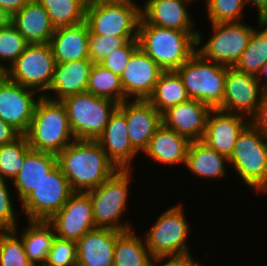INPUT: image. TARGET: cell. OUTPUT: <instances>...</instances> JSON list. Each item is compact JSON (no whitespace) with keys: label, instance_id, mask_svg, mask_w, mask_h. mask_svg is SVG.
<instances>
[{"label":"cell","instance_id":"d6a6232c","mask_svg":"<svg viewBox=\"0 0 267 266\" xmlns=\"http://www.w3.org/2000/svg\"><path fill=\"white\" fill-rule=\"evenodd\" d=\"M86 91L98 97L111 99L118 104L125 101L120 76L100 64L92 65Z\"/></svg>","mask_w":267,"mask_h":266},{"label":"cell","instance_id":"5b68a950","mask_svg":"<svg viewBox=\"0 0 267 266\" xmlns=\"http://www.w3.org/2000/svg\"><path fill=\"white\" fill-rule=\"evenodd\" d=\"M228 163L255 193L267 192V139L251 123L239 134Z\"/></svg>","mask_w":267,"mask_h":266},{"label":"cell","instance_id":"5bb4252c","mask_svg":"<svg viewBox=\"0 0 267 266\" xmlns=\"http://www.w3.org/2000/svg\"><path fill=\"white\" fill-rule=\"evenodd\" d=\"M37 94V91L13 82L4 75L0 79V119L24 135L41 97Z\"/></svg>","mask_w":267,"mask_h":266},{"label":"cell","instance_id":"8992f818","mask_svg":"<svg viewBox=\"0 0 267 266\" xmlns=\"http://www.w3.org/2000/svg\"><path fill=\"white\" fill-rule=\"evenodd\" d=\"M189 98L217 109L223 102L227 66L203 58L197 51L176 70Z\"/></svg>","mask_w":267,"mask_h":266},{"label":"cell","instance_id":"2e32d148","mask_svg":"<svg viewBox=\"0 0 267 266\" xmlns=\"http://www.w3.org/2000/svg\"><path fill=\"white\" fill-rule=\"evenodd\" d=\"M162 72L160 66L138 47L120 76L125 100H147Z\"/></svg>","mask_w":267,"mask_h":266},{"label":"cell","instance_id":"484cf974","mask_svg":"<svg viewBox=\"0 0 267 266\" xmlns=\"http://www.w3.org/2000/svg\"><path fill=\"white\" fill-rule=\"evenodd\" d=\"M190 141L163 124L150 139L143 155L148 156L157 164L165 166H185Z\"/></svg>","mask_w":267,"mask_h":266},{"label":"cell","instance_id":"c3c4849f","mask_svg":"<svg viewBox=\"0 0 267 266\" xmlns=\"http://www.w3.org/2000/svg\"><path fill=\"white\" fill-rule=\"evenodd\" d=\"M256 78L260 82L263 92L267 94V62L261 67Z\"/></svg>","mask_w":267,"mask_h":266},{"label":"cell","instance_id":"e0dca14e","mask_svg":"<svg viewBox=\"0 0 267 266\" xmlns=\"http://www.w3.org/2000/svg\"><path fill=\"white\" fill-rule=\"evenodd\" d=\"M118 109L125 115L132 146L139 154L143 153L162 125V114L148 100H125L119 104Z\"/></svg>","mask_w":267,"mask_h":266},{"label":"cell","instance_id":"ee69618b","mask_svg":"<svg viewBox=\"0 0 267 266\" xmlns=\"http://www.w3.org/2000/svg\"><path fill=\"white\" fill-rule=\"evenodd\" d=\"M196 261L197 260H195V258L192 256L154 257L150 263V266H203Z\"/></svg>","mask_w":267,"mask_h":266},{"label":"cell","instance_id":"f546056e","mask_svg":"<svg viewBox=\"0 0 267 266\" xmlns=\"http://www.w3.org/2000/svg\"><path fill=\"white\" fill-rule=\"evenodd\" d=\"M133 229L118 231L114 249V266H150L152 254L147 249L145 238Z\"/></svg>","mask_w":267,"mask_h":266},{"label":"cell","instance_id":"681fc988","mask_svg":"<svg viewBox=\"0 0 267 266\" xmlns=\"http://www.w3.org/2000/svg\"><path fill=\"white\" fill-rule=\"evenodd\" d=\"M12 23V16L0 6V29L9 26Z\"/></svg>","mask_w":267,"mask_h":266},{"label":"cell","instance_id":"f6af8a7d","mask_svg":"<svg viewBox=\"0 0 267 266\" xmlns=\"http://www.w3.org/2000/svg\"><path fill=\"white\" fill-rule=\"evenodd\" d=\"M20 136L21 134L16 129L0 119V146L10 144Z\"/></svg>","mask_w":267,"mask_h":266},{"label":"cell","instance_id":"cb8c5ba5","mask_svg":"<svg viewBox=\"0 0 267 266\" xmlns=\"http://www.w3.org/2000/svg\"><path fill=\"white\" fill-rule=\"evenodd\" d=\"M89 28L86 21L55 29L49 45L56 64L89 59Z\"/></svg>","mask_w":267,"mask_h":266},{"label":"cell","instance_id":"1f68e13d","mask_svg":"<svg viewBox=\"0 0 267 266\" xmlns=\"http://www.w3.org/2000/svg\"><path fill=\"white\" fill-rule=\"evenodd\" d=\"M188 99L189 96L180 75L176 70H172L162 72L153 94L147 100L162 114L168 108Z\"/></svg>","mask_w":267,"mask_h":266},{"label":"cell","instance_id":"3957f363","mask_svg":"<svg viewBox=\"0 0 267 266\" xmlns=\"http://www.w3.org/2000/svg\"><path fill=\"white\" fill-rule=\"evenodd\" d=\"M31 149L58 154L75 140L61 101L39 97L24 134Z\"/></svg>","mask_w":267,"mask_h":266},{"label":"cell","instance_id":"4fadbf2b","mask_svg":"<svg viewBox=\"0 0 267 266\" xmlns=\"http://www.w3.org/2000/svg\"><path fill=\"white\" fill-rule=\"evenodd\" d=\"M264 94L256 76L227 66L223 102L217 109L239 114L250 120Z\"/></svg>","mask_w":267,"mask_h":266},{"label":"cell","instance_id":"4316f807","mask_svg":"<svg viewBox=\"0 0 267 266\" xmlns=\"http://www.w3.org/2000/svg\"><path fill=\"white\" fill-rule=\"evenodd\" d=\"M12 24L29 44L49 43L55 27L45 8L31 0L12 16Z\"/></svg>","mask_w":267,"mask_h":266},{"label":"cell","instance_id":"f35d334b","mask_svg":"<svg viewBox=\"0 0 267 266\" xmlns=\"http://www.w3.org/2000/svg\"><path fill=\"white\" fill-rule=\"evenodd\" d=\"M138 37H115L89 34V59L93 64L101 63L113 50L123 46L129 40H138Z\"/></svg>","mask_w":267,"mask_h":266},{"label":"cell","instance_id":"ac0fdd59","mask_svg":"<svg viewBox=\"0 0 267 266\" xmlns=\"http://www.w3.org/2000/svg\"><path fill=\"white\" fill-rule=\"evenodd\" d=\"M211 107L189 98L162 113V124L186 137L190 142L201 141L205 134Z\"/></svg>","mask_w":267,"mask_h":266},{"label":"cell","instance_id":"ba28073f","mask_svg":"<svg viewBox=\"0 0 267 266\" xmlns=\"http://www.w3.org/2000/svg\"><path fill=\"white\" fill-rule=\"evenodd\" d=\"M182 205L169 207L146 231L145 242L153 257L192 256L187 243L191 228Z\"/></svg>","mask_w":267,"mask_h":266},{"label":"cell","instance_id":"836d02e7","mask_svg":"<svg viewBox=\"0 0 267 266\" xmlns=\"http://www.w3.org/2000/svg\"><path fill=\"white\" fill-rule=\"evenodd\" d=\"M50 16L55 28L85 21L86 5L81 0H36Z\"/></svg>","mask_w":267,"mask_h":266},{"label":"cell","instance_id":"83f0119b","mask_svg":"<svg viewBox=\"0 0 267 266\" xmlns=\"http://www.w3.org/2000/svg\"><path fill=\"white\" fill-rule=\"evenodd\" d=\"M228 159L211 149L202 141L190 142L185 166L191 174L199 178L222 179L228 172Z\"/></svg>","mask_w":267,"mask_h":266},{"label":"cell","instance_id":"6da1fadb","mask_svg":"<svg viewBox=\"0 0 267 266\" xmlns=\"http://www.w3.org/2000/svg\"><path fill=\"white\" fill-rule=\"evenodd\" d=\"M57 162L74 192L95 189L118 170L96 140L75 139L57 154Z\"/></svg>","mask_w":267,"mask_h":266},{"label":"cell","instance_id":"8d00e7d4","mask_svg":"<svg viewBox=\"0 0 267 266\" xmlns=\"http://www.w3.org/2000/svg\"><path fill=\"white\" fill-rule=\"evenodd\" d=\"M28 45V41L18 32L12 23L0 29V68L5 72L24 52Z\"/></svg>","mask_w":267,"mask_h":266},{"label":"cell","instance_id":"7402d4cb","mask_svg":"<svg viewBox=\"0 0 267 266\" xmlns=\"http://www.w3.org/2000/svg\"><path fill=\"white\" fill-rule=\"evenodd\" d=\"M118 231L96 227L88 231L77 244V264L80 266H114V249Z\"/></svg>","mask_w":267,"mask_h":266},{"label":"cell","instance_id":"74e56055","mask_svg":"<svg viewBox=\"0 0 267 266\" xmlns=\"http://www.w3.org/2000/svg\"><path fill=\"white\" fill-rule=\"evenodd\" d=\"M204 3L210 23L240 22L245 15L244 0H204Z\"/></svg>","mask_w":267,"mask_h":266},{"label":"cell","instance_id":"277c9868","mask_svg":"<svg viewBox=\"0 0 267 266\" xmlns=\"http://www.w3.org/2000/svg\"><path fill=\"white\" fill-rule=\"evenodd\" d=\"M132 172L133 169H118L99 187L86 192L92 203L96 227L117 231L133 229L132 223L121 220L128 206Z\"/></svg>","mask_w":267,"mask_h":266},{"label":"cell","instance_id":"ab89813d","mask_svg":"<svg viewBox=\"0 0 267 266\" xmlns=\"http://www.w3.org/2000/svg\"><path fill=\"white\" fill-rule=\"evenodd\" d=\"M77 244L72 240L55 238L44 266H75Z\"/></svg>","mask_w":267,"mask_h":266},{"label":"cell","instance_id":"e575fe53","mask_svg":"<svg viewBox=\"0 0 267 266\" xmlns=\"http://www.w3.org/2000/svg\"><path fill=\"white\" fill-rule=\"evenodd\" d=\"M30 146L24 135L10 144L0 146V177L12 182L21 170Z\"/></svg>","mask_w":267,"mask_h":266},{"label":"cell","instance_id":"7c38bea8","mask_svg":"<svg viewBox=\"0 0 267 266\" xmlns=\"http://www.w3.org/2000/svg\"><path fill=\"white\" fill-rule=\"evenodd\" d=\"M74 193L57 165L20 204L27 220L48 221Z\"/></svg>","mask_w":267,"mask_h":266},{"label":"cell","instance_id":"52a82bcc","mask_svg":"<svg viewBox=\"0 0 267 266\" xmlns=\"http://www.w3.org/2000/svg\"><path fill=\"white\" fill-rule=\"evenodd\" d=\"M61 102L66 108L74 138L78 140H97L119 106L111 99L87 91L68 96Z\"/></svg>","mask_w":267,"mask_h":266},{"label":"cell","instance_id":"7dc6e473","mask_svg":"<svg viewBox=\"0 0 267 266\" xmlns=\"http://www.w3.org/2000/svg\"><path fill=\"white\" fill-rule=\"evenodd\" d=\"M245 4L255 6L257 9L258 17L267 19V0H244Z\"/></svg>","mask_w":267,"mask_h":266},{"label":"cell","instance_id":"30bf717a","mask_svg":"<svg viewBox=\"0 0 267 266\" xmlns=\"http://www.w3.org/2000/svg\"><path fill=\"white\" fill-rule=\"evenodd\" d=\"M211 26L213 35L206 43L198 31L196 51L207 60L234 67L246 49L255 27L243 21L211 23ZM201 42H204L202 46Z\"/></svg>","mask_w":267,"mask_h":266},{"label":"cell","instance_id":"8fae6325","mask_svg":"<svg viewBox=\"0 0 267 266\" xmlns=\"http://www.w3.org/2000/svg\"><path fill=\"white\" fill-rule=\"evenodd\" d=\"M55 59L49 43L29 44L4 75L11 81L37 91L41 96L52 82Z\"/></svg>","mask_w":267,"mask_h":266},{"label":"cell","instance_id":"b9f144b4","mask_svg":"<svg viewBox=\"0 0 267 266\" xmlns=\"http://www.w3.org/2000/svg\"><path fill=\"white\" fill-rule=\"evenodd\" d=\"M139 47L138 40H129L120 48L113 50L101 63L104 68L121 76L133 52Z\"/></svg>","mask_w":267,"mask_h":266},{"label":"cell","instance_id":"603a6c76","mask_svg":"<svg viewBox=\"0 0 267 266\" xmlns=\"http://www.w3.org/2000/svg\"><path fill=\"white\" fill-rule=\"evenodd\" d=\"M92 65L90 59L56 64L49 89L42 96L62 101L68 96L86 92Z\"/></svg>","mask_w":267,"mask_h":266},{"label":"cell","instance_id":"f907efd6","mask_svg":"<svg viewBox=\"0 0 267 266\" xmlns=\"http://www.w3.org/2000/svg\"><path fill=\"white\" fill-rule=\"evenodd\" d=\"M86 6L91 5V4H96L100 3L106 0H81Z\"/></svg>","mask_w":267,"mask_h":266},{"label":"cell","instance_id":"d590c367","mask_svg":"<svg viewBox=\"0 0 267 266\" xmlns=\"http://www.w3.org/2000/svg\"><path fill=\"white\" fill-rule=\"evenodd\" d=\"M18 229L0 232V266H33L25 253Z\"/></svg>","mask_w":267,"mask_h":266},{"label":"cell","instance_id":"44dd1931","mask_svg":"<svg viewBox=\"0 0 267 266\" xmlns=\"http://www.w3.org/2000/svg\"><path fill=\"white\" fill-rule=\"evenodd\" d=\"M193 0H151L140 5L141 19L150 25L180 31H196L188 5ZM194 29V30H193Z\"/></svg>","mask_w":267,"mask_h":266},{"label":"cell","instance_id":"7a4b0ae2","mask_svg":"<svg viewBox=\"0 0 267 266\" xmlns=\"http://www.w3.org/2000/svg\"><path fill=\"white\" fill-rule=\"evenodd\" d=\"M197 31H180L145 23L138 26L139 47L163 71L180 68L195 52Z\"/></svg>","mask_w":267,"mask_h":266},{"label":"cell","instance_id":"d4e9b609","mask_svg":"<svg viewBox=\"0 0 267 266\" xmlns=\"http://www.w3.org/2000/svg\"><path fill=\"white\" fill-rule=\"evenodd\" d=\"M58 165L57 155L50 152L33 150L26 151V157L21 170L11 182L17 193L20 203L32 193L36 187Z\"/></svg>","mask_w":267,"mask_h":266},{"label":"cell","instance_id":"f1b7e54d","mask_svg":"<svg viewBox=\"0 0 267 266\" xmlns=\"http://www.w3.org/2000/svg\"><path fill=\"white\" fill-rule=\"evenodd\" d=\"M28 223L19 234L23 241L25 253L33 266L46 263L56 234L48 221L26 220Z\"/></svg>","mask_w":267,"mask_h":266},{"label":"cell","instance_id":"9a60e30c","mask_svg":"<svg viewBox=\"0 0 267 266\" xmlns=\"http://www.w3.org/2000/svg\"><path fill=\"white\" fill-rule=\"evenodd\" d=\"M48 222L53 226L57 238L77 242L96 228L89 195L86 192H74Z\"/></svg>","mask_w":267,"mask_h":266},{"label":"cell","instance_id":"9c48e42d","mask_svg":"<svg viewBox=\"0 0 267 266\" xmlns=\"http://www.w3.org/2000/svg\"><path fill=\"white\" fill-rule=\"evenodd\" d=\"M141 8L135 0H106L86 6L89 34L138 37Z\"/></svg>","mask_w":267,"mask_h":266},{"label":"cell","instance_id":"ffe728a7","mask_svg":"<svg viewBox=\"0 0 267 266\" xmlns=\"http://www.w3.org/2000/svg\"><path fill=\"white\" fill-rule=\"evenodd\" d=\"M107 159L117 169H133V159L139 153L128 138L125 115L117 108L110 117L103 133L96 140Z\"/></svg>","mask_w":267,"mask_h":266},{"label":"cell","instance_id":"4dcf8cb0","mask_svg":"<svg viewBox=\"0 0 267 266\" xmlns=\"http://www.w3.org/2000/svg\"><path fill=\"white\" fill-rule=\"evenodd\" d=\"M257 21L258 25L253 30L246 49L234 66L239 72L253 76H257L267 62V19L258 17Z\"/></svg>","mask_w":267,"mask_h":266},{"label":"cell","instance_id":"7bdbcfd3","mask_svg":"<svg viewBox=\"0 0 267 266\" xmlns=\"http://www.w3.org/2000/svg\"><path fill=\"white\" fill-rule=\"evenodd\" d=\"M250 123L267 139V94H264Z\"/></svg>","mask_w":267,"mask_h":266},{"label":"cell","instance_id":"bcb514c9","mask_svg":"<svg viewBox=\"0 0 267 266\" xmlns=\"http://www.w3.org/2000/svg\"><path fill=\"white\" fill-rule=\"evenodd\" d=\"M30 1L31 0H0V6L13 16Z\"/></svg>","mask_w":267,"mask_h":266},{"label":"cell","instance_id":"60d3db41","mask_svg":"<svg viewBox=\"0 0 267 266\" xmlns=\"http://www.w3.org/2000/svg\"><path fill=\"white\" fill-rule=\"evenodd\" d=\"M6 179L0 177V228L3 230L7 229H15L18 227L19 222L17 219L20 218L18 214H22L21 212L18 213L14 208V202L12 200V193L8 188L9 183ZM17 212V213H15Z\"/></svg>","mask_w":267,"mask_h":266},{"label":"cell","instance_id":"d6986e66","mask_svg":"<svg viewBox=\"0 0 267 266\" xmlns=\"http://www.w3.org/2000/svg\"><path fill=\"white\" fill-rule=\"evenodd\" d=\"M249 123L242 115L212 109L201 141L229 159L239 134Z\"/></svg>","mask_w":267,"mask_h":266},{"label":"cell","instance_id":"816d5d0a","mask_svg":"<svg viewBox=\"0 0 267 266\" xmlns=\"http://www.w3.org/2000/svg\"><path fill=\"white\" fill-rule=\"evenodd\" d=\"M4 76V71L0 68V79Z\"/></svg>","mask_w":267,"mask_h":266}]
</instances>
